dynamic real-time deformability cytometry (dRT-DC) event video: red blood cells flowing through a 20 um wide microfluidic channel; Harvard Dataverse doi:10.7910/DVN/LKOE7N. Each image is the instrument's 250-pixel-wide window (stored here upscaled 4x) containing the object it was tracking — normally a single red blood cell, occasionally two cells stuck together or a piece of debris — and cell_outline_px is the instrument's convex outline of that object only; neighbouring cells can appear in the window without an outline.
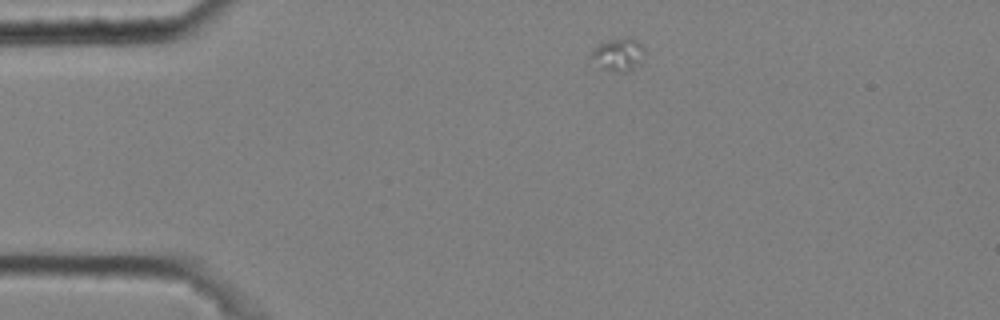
{"species": "common noctule bat (a hibernating species)", "species_latin": "Nyctalus noctula", "temperature_condition": "cold", "stored_images_in_passage": 8, "camera_frame_rate_fps": 3000, "um_per_image_px": 0.085, "animal": {"sex": "male", "body_mass_g": 20.4}, "frame": {"image": 1, "passage_image": 2, "time_ms": 0.333, "image_size_px": [1000, 320], "cell_outline_px": [[644, 52], [640, 64], [628, 72], [620, 72], [600, 68], [588, 60], [592, 52], [600, 44], [608, 40], [628, 36], [644, 44]], "centroid_in_image_um": [52.56, 4.64], "position_along_channel_um": 32.4, "area_um2": 10.46}}